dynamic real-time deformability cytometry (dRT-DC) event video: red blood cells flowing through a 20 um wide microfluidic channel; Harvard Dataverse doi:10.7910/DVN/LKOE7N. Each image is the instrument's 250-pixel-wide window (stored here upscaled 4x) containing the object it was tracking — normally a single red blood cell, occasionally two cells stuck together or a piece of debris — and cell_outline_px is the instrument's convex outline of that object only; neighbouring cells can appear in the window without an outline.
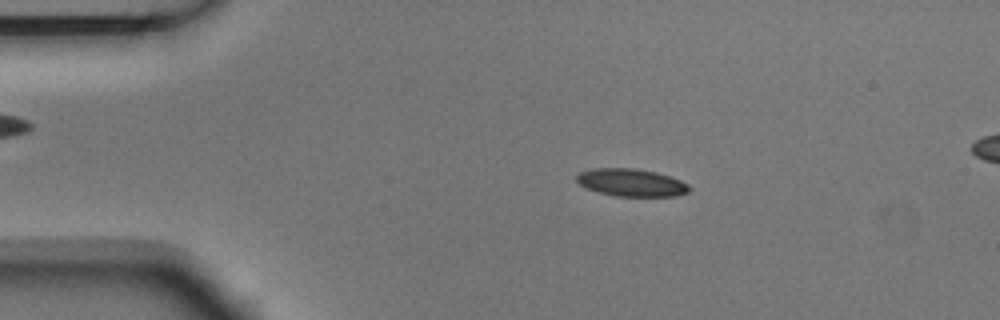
{"species": "Egyptian fruit bat (a non-hibernating species)", "species_latin": "Rousettus aegyptiacus", "temperature_condition": "room temperature", "stored_images_in_passage": 7, "camera_frame_rate_fps": 3000, "um_per_image_px": 0.085, "animal": {"sex": "male"}, "frame": {"image": 1, "passage_image": 2, "time_ms": 0.333, "image_size_px": [1000, 320], "cell_outline_px": [[692, 188], [688, 192], [676, 196], [616, 196], [600, 192], [588, 188], [580, 184], [576, 180], [576, 176], [580, 172], [592, 168], [636, 168], [656, 172], [680, 180], [688, 184]], "centroid_in_image_um": [53.68, 15.51], "position_along_channel_um": 31.3, "area_um2": 18.03}}
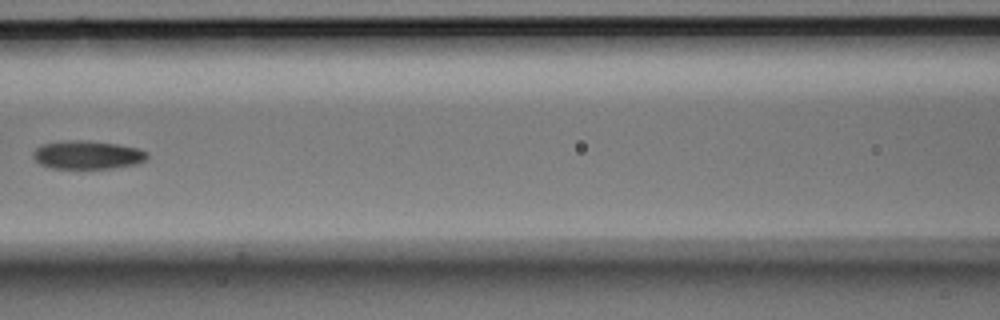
{"frame": {"image": 2, "passage_image": 6, "time_ms": 1.667, "image_size_px": [1000, 320], "cell_outline_px": [[148, 156], [144, 160], [136, 164], [112, 168], [52, 168], [40, 164], [32, 156], [32, 152], [40, 144], [60, 140], [88, 140], [116, 144], [136, 148], [148, 152]], "centroid_in_image_um": [7.38, 13.15], "position_along_channel_um": 159.2, "area_um2": 18.96}}
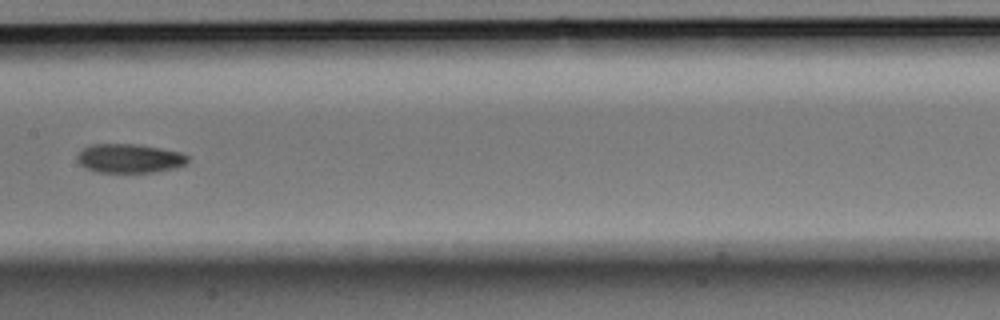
{"frame": {"image": 3, "passage_image": 7, "time_ms": 2.0, "image_size_px": [1000, 320], "cell_outline_px": [[188, 160], [184, 164], [176, 168], [156, 172], [96, 172], [80, 164], [76, 156], [84, 148], [92, 144], [136, 144], [160, 148], [180, 152], [188, 156]], "centroid_in_image_um": [11.02, 13.46], "position_along_channel_um": 196.4, "area_um2": 18.55}}